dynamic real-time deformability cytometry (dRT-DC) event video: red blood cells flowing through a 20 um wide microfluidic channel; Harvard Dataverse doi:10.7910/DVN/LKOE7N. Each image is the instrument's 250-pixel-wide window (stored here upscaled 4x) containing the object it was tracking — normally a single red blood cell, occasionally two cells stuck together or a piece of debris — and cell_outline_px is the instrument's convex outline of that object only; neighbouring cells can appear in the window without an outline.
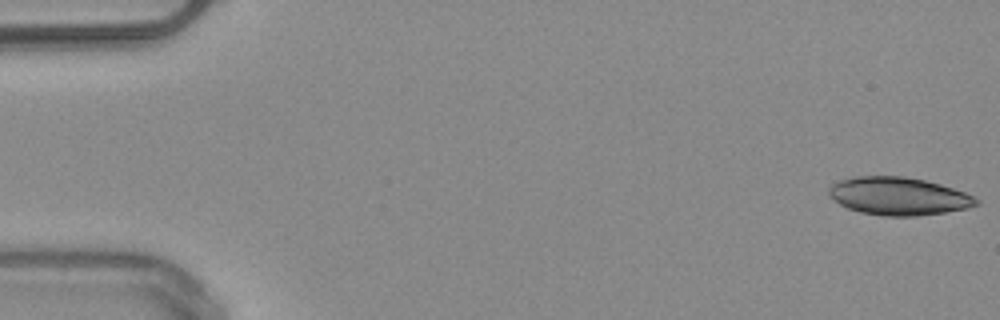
{"species": "common noctule bat (a hibernating species)", "species_latin": "Nyctalus noctula", "temperature_condition": "warm", "stored_images_in_passage": 15, "camera_frame_rate_fps": 3000, "um_per_image_px": 0.085, "animal": {"sex": "male", "body_mass_g": 20.4}, "frame": {"image": 1, "passage_image": 1, "time_ms": 0.0, "image_size_px": [1000, 320], "cell_outline_px": [[980, 204], [964, 208], [944, 212], [916, 216], [884, 216], [860, 212], [848, 208], [840, 204], [828, 192], [828, 188], [832, 184], [840, 180], [856, 176], [904, 176], [924, 180], [940, 184], [964, 192], [980, 200]], "centroid_in_image_um": [76.37, 16.67], "position_along_channel_um": 8.6, "area_um2": 32.25}}
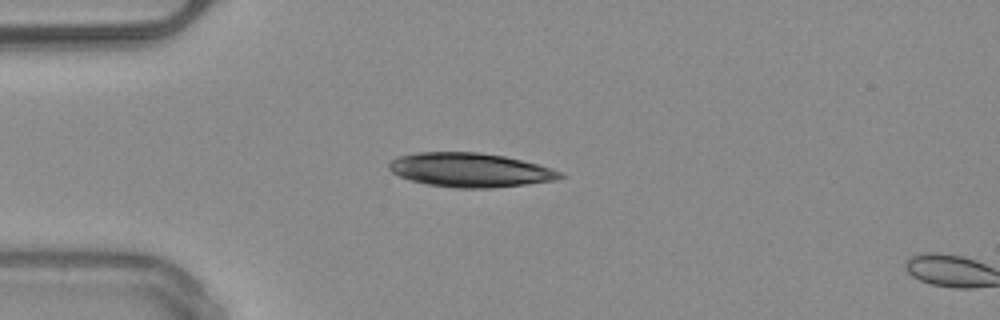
{"frame": {"image": 2, "passage_image": 13, "time_ms": 4.0, "image_size_px": [1000, 320], "cell_outline_px": [[564, 176], [556, 180], [492, 188], [456, 188], [428, 184], [412, 180], [400, 176], [392, 172], [388, 168], [388, 164], [392, 160], [400, 156], [416, 152], [480, 152], [504, 156], [552, 168], [560, 172]], "centroid_in_image_um": [39.94, 14.44], "position_along_channel_um": 45.1, "area_um2": 33.7}}